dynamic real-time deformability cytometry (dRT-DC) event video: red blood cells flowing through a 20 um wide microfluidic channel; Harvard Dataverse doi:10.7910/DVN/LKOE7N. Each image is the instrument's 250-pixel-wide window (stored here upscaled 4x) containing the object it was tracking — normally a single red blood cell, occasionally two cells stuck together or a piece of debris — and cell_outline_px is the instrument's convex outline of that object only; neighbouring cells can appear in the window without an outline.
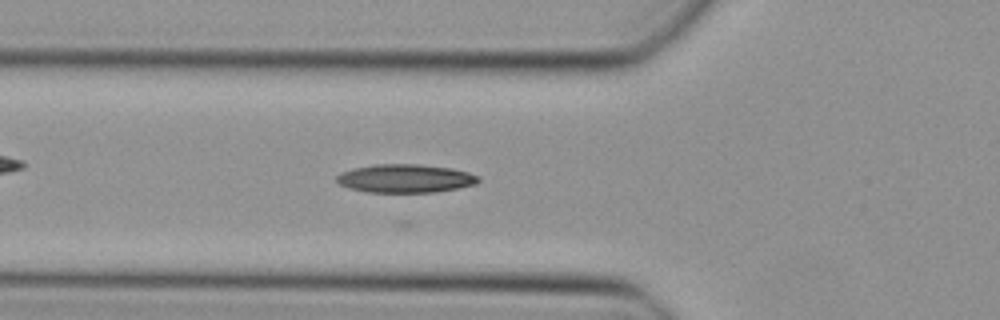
{"species": "Egyptian fruit bat (a non-hibernating species)", "species_latin": "Rousettus aegyptiacus", "temperature_condition": "cold", "stored_images_in_passage": 11, "camera_frame_rate_fps": 3000, "um_per_image_px": 0.085, "animal": {"sex": "female"}, "frame": {"image": 1, "passage_image": 4, "time_ms": 1.0, "image_size_px": [1000, 320], "cell_outline_px": [[480, 180], [476, 184], [436, 192], [368, 192], [348, 188], [340, 184], [336, 180], [336, 176], [340, 172], [356, 168], [376, 164], [420, 164], [452, 168], [468, 172], [480, 176]], "centroid_in_image_um": [34.46, 15.16], "position_along_channel_um": 91.3, "area_um2": 23.47}}
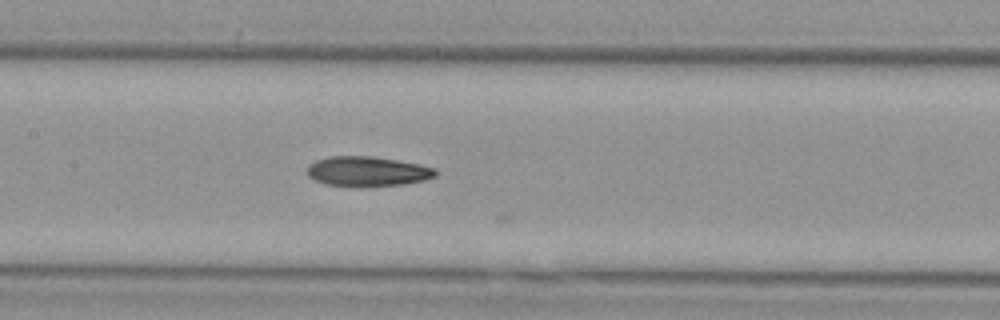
{"frame": {"image": 2, "passage_image": 10, "time_ms": 3.0, "image_size_px": [1000, 320], "cell_outline_px": [[436, 176], [424, 180], [404, 184], [328, 184], [316, 180], [308, 176], [308, 164], [316, 160], [332, 156], [372, 156], [420, 164], [436, 168]], "centroid_in_image_um": [31.26, 14.52], "position_along_channel_um": 176.1, "area_um2": 21.44}}